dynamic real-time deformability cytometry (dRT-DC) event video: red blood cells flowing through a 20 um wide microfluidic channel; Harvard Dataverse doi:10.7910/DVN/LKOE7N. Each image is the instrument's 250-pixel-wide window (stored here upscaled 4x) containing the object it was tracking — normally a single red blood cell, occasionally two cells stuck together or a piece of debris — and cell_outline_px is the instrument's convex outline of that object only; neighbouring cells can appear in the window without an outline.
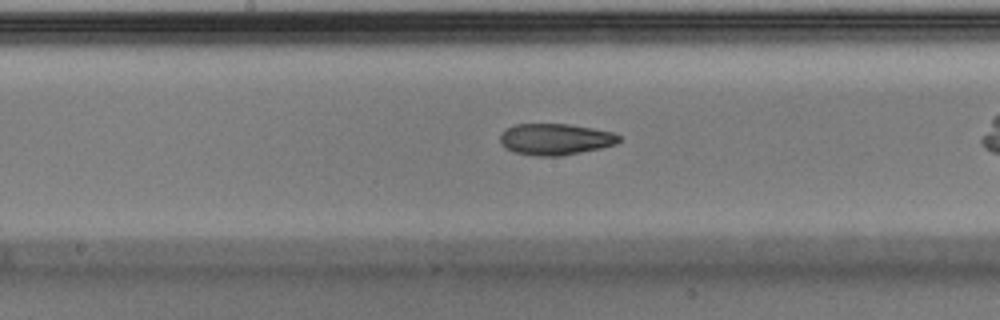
{"species": "Egyptian fruit bat (a non-hibernating species)", "species_latin": "Rousettus aegyptiacus", "temperature_condition": "warm", "stored_images_in_passage": 22, "camera_frame_rate_fps": 3000, "um_per_image_px": 0.085, "animal": {"sex": "male"}, "frame": {"image": 1, "passage_image": 10, "time_ms": 3.0, "image_size_px": [1000, 320], "cell_outline_px": [[620, 140], [616, 144], [600, 148], [560, 156], [536, 156], [512, 152], [504, 148], [500, 144], [500, 132], [504, 128], [516, 124], [568, 124], [592, 128], [612, 132], [620, 136]], "centroid_in_image_um": [47.13, 11.83], "position_along_channel_um": 201.1, "area_um2": 21.91}}
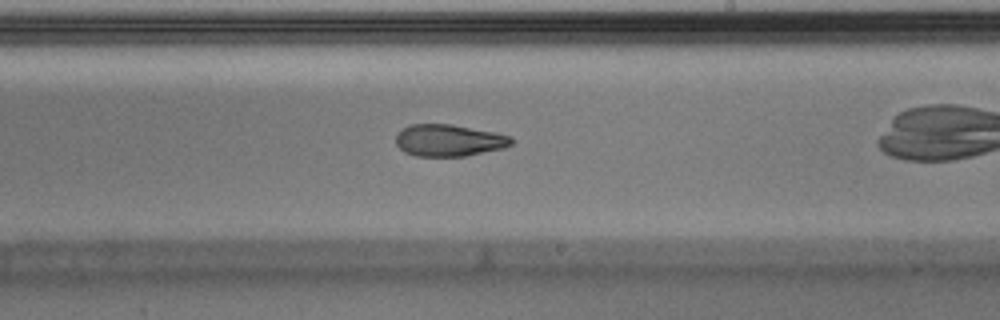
{"frame": {"image": 2, "passage_image": 13, "time_ms": 4.0, "image_size_px": [1000, 320], "cell_outline_px": [[512, 144], [500, 148], [464, 156], [416, 156], [404, 152], [396, 144], [396, 136], [400, 128], [408, 124], [452, 124], [496, 132], [508, 136], [512, 140]], "centroid_in_image_um": [38.08, 11.91], "position_along_channel_um": 250.9, "area_um2": 21.39}}